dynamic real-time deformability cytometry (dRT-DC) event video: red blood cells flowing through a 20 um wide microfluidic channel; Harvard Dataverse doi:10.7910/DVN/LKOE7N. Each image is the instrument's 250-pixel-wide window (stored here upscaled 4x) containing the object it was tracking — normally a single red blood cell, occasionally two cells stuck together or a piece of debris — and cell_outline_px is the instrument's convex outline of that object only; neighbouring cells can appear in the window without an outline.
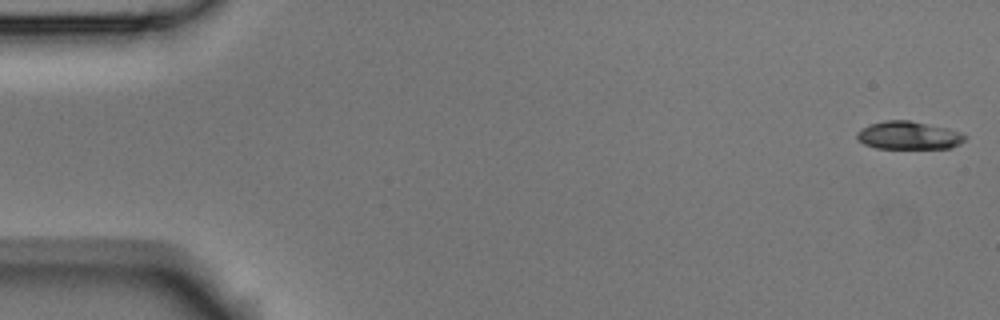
{"species": "Egyptian fruit bat (a non-hibernating species)", "species_latin": "Rousettus aegyptiacus", "temperature_condition": "room temperature", "stored_images_in_passage": 5, "camera_frame_rate_fps": 3000, "um_per_image_px": 0.085, "animal": {"sex": "male"}, "frame": {"image": 1, "passage_image": 1, "time_ms": 0.0, "image_size_px": [1000, 320], "cell_outline_px": [[968, 136], [960, 144], [948, 148], [876, 148], [864, 144], [856, 140], [856, 132], [872, 124], [884, 120], [908, 120], [948, 128], [960, 132]], "centroid_in_image_um": [77.23, 11.51], "position_along_channel_um": 7.8, "area_um2": 17.57}}
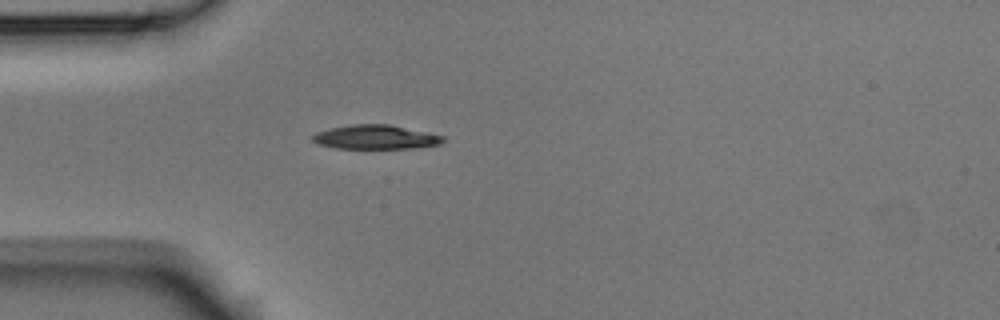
{"frame": {"image": 2, "passage_image": 5, "time_ms": 1.333, "image_size_px": [1000, 320], "cell_outline_px": [[444, 140], [440, 144], [416, 148], [336, 148], [320, 144], [312, 140], [312, 136], [316, 132], [332, 128], [352, 124], [388, 124], [444, 136]], "centroid_in_image_um": [31.93, 11.65], "position_along_channel_um": 53.1, "area_um2": 18.09}}